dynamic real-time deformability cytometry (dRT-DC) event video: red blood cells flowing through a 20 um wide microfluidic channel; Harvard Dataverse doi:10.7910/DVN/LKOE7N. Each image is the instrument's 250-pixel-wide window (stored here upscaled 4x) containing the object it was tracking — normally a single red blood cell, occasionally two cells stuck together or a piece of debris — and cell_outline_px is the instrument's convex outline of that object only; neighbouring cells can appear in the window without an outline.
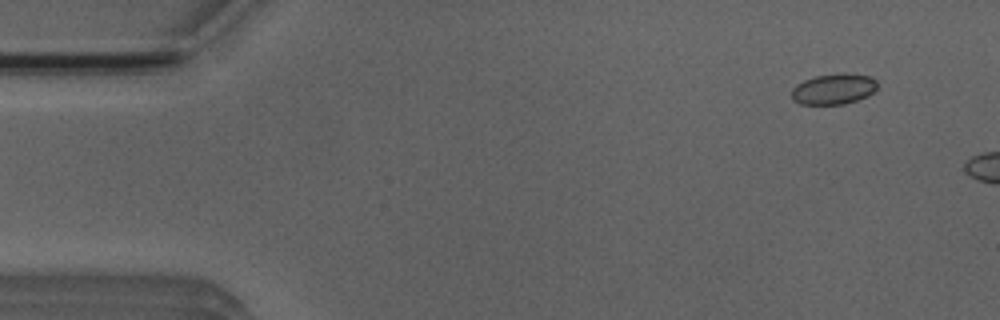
{"species": "Egyptian fruit bat (a non-hibernating species)", "species_latin": "Rousettus aegyptiacus", "temperature_condition": "room temperature", "stored_images_in_passage": 14, "camera_frame_rate_fps": 3000, "um_per_image_px": 0.085, "animal": {"sex": "male"}, "frame": {"image": 1, "passage_image": 5, "time_ms": 1.333, "image_size_px": [1000, 320], "cell_outline_px": [[876, 88], [868, 96], [844, 104], [800, 104], [792, 100], [792, 88], [796, 84], [804, 80], [816, 76], [844, 72], [868, 76], [876, 80]], "centroid_in_image_um": [70.83, 7.56], "position_along_channel_um": 14.2, "area_um2": 15.32}}